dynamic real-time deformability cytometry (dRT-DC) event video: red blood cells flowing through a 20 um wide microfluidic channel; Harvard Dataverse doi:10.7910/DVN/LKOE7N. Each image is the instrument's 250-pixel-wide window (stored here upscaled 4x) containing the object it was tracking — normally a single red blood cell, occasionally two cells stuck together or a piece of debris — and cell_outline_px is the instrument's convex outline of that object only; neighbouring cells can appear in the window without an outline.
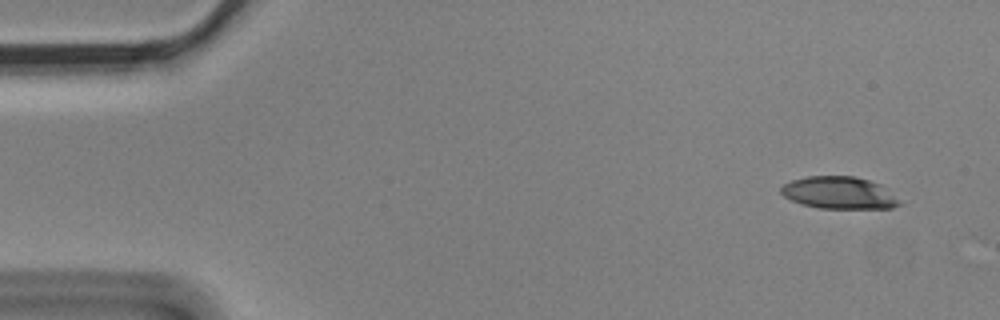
{"species": "Egyptian fruit bat (a non-hibernating species)", "species_latin": "Rousettus aegyptiacus", "temperature_condition": "cold", "stored_images_in_passage": 4, "camera_frame_rate_fps": 3000, "um_per_image_px": 0.085, "animal": {"sex": "male"}, "frame": {"image": 1, "passage_image": 1, "time_ms": 0.0, "image_size_px": [1000, 320], "cell_outline_px": [[904, 204], [892, 208], [820, 208], [800, 204], [784, 196], [780, 192], [780, 188], [784, 184], [792, 180], [808, 176], [852, 176], [868, 180], [880, 184], [900, 200]], "centroid_in_image_um": [71.33, 16.39], "position_along_channel_um": 13.7, "area_um2": 22.2}}
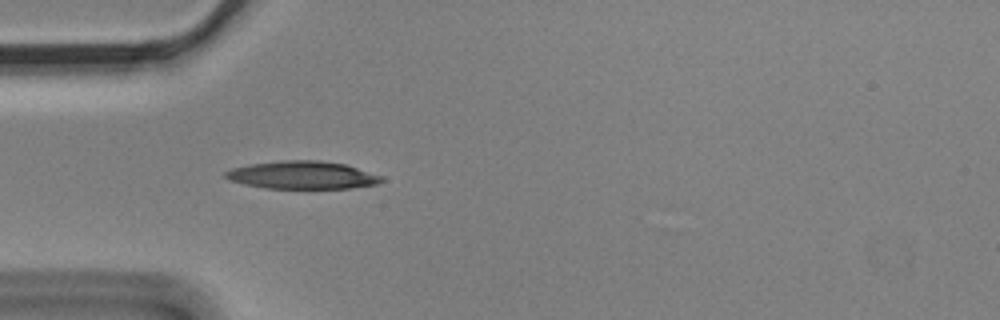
{"frame": {"image": 2, "passage_image": 4, "time_ms": 1.0, "image_size_px": [1000, 320], "cell_outline_px": [[384, 180], [376, 184], [348, 188], [264, 188], [244, 184], [228, 180], [224, 176], [224, 172], [232, 168], [252, 164], [280, 160], [320, 160], [344, 164], [384, 176]], "centroid_in_image_um": [25.68, 14.88], "position_along_channel_um": 59.3, "area_um2": 25.26}}